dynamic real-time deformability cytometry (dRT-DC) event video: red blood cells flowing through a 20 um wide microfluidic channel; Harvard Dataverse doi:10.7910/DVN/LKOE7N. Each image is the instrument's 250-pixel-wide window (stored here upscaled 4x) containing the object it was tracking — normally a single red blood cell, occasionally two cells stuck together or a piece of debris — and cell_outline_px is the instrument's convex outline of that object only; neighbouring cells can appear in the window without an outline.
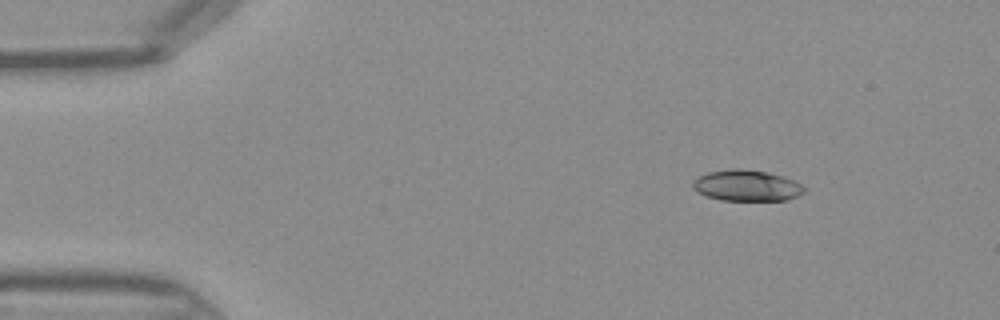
{"species": "Egyptian fruit bat (a non-hibernating species)", "species_latin": "Rousettus aegyptiacus", "temperature_condition": "warm", "stored_images_in_passage": 40, "camera_frame_rate_fps": 3000, "um_per_image_px": 0.085, "frame": {"image": 1, "passage_image": 1, "time_ms": 0.0, "image_size_px": [1000, 320], "cell_outline_px": [[804, 192], [796, 196], [784, 200], [720, 200], [704, 196], [696, 192], [692, 188], [692, 184], [700, 176], [708, 172], [736, 168], [740, 168], [764, 172], [784, 176], [800, 184], [804, 188]], "centroid_in_image_um": [63.42, 15.78], "position_along_channel_um": 21.6, "area_um2": 19.94}}
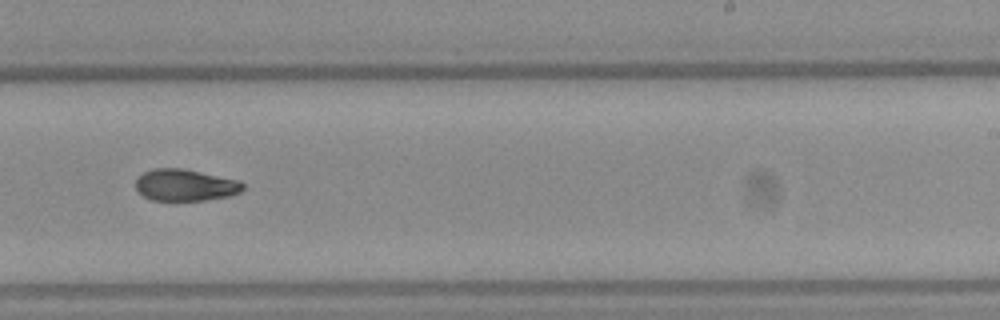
{"frame": {"image": 2, "passage_image": 23, "time_ms": 7.333, "image_size_px": [1000, 320], "cell_outline_px": [[244, 188], [240, 192], [232, 196], [204, 200], [152, 200], [144, 196], [136, 188], [136, 180], [144, 172], [152, 168], [184, 168], [240, 180], [244, 184]], "centroid_in_image_um": [15.79, 15.72], "position_along_channel_um": 273.2, "area_um2": 19.94}}
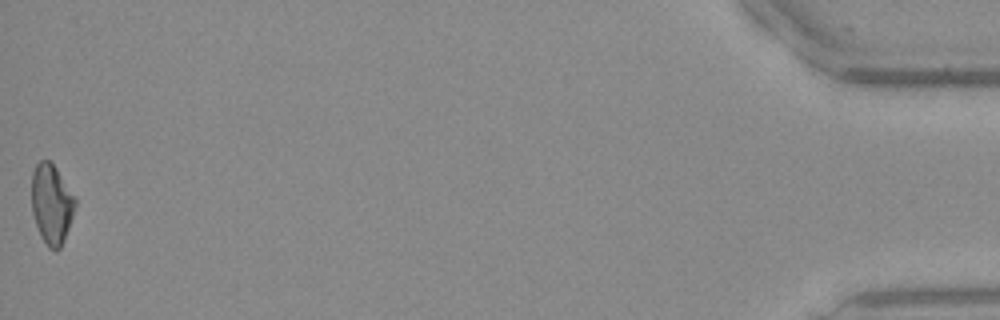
{"frame": {"image": 3, "passage_image": 40, "time_ms": 13.0, "image_size_px": [1000, 320], "cell_outline_px": [[76, 204], [64, 240], [60, 248], [48, 248], [40, 236], [32, 212], [32, 172], [36, 164], [40, 160], [48, 160], [56, 168], [76, 196]], "centroid_in_image_um": [4.38, 17.32], "position_along_channel_um": 430.8, "area_um2": 20.17}}